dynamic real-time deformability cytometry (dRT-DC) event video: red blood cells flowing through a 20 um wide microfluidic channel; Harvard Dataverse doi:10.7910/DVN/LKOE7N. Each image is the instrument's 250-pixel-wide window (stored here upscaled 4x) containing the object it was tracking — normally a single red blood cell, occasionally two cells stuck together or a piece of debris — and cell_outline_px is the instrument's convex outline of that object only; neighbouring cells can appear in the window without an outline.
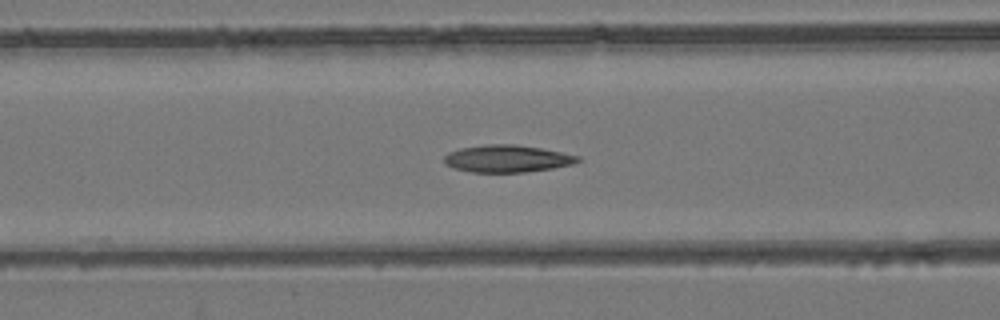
{"species": "common noctule bat (a hibernating species)", "species_latin": "Nyctalus noctula", "temperature_condition": "room temperature", "stored_images_in_passage": 42, "camera_frame_rate_fps": 3000, "um_per_image_px": 0.085, "animal": {"sex": "female", "body_mass_g": 24.6, "forearm_length_mm": 56.2}, "frame": {"image": 1, "passage_image": 11, "time_ms": 3.333, "image_size_px": [1000, 320], "cell_outline_px": [[584, 160], [572, 164], [552, 168], [524, 172], [472, 172], [452, 168], [444, 164], [444, 156], [448, 152], [460, 148], [484, 144], [516, 144], [540, 148], [580, 156]], "centroid_in_image_um": [43.09, 13.48], "position_along_channel_um": 123.5, "area_um2": 21.33}}
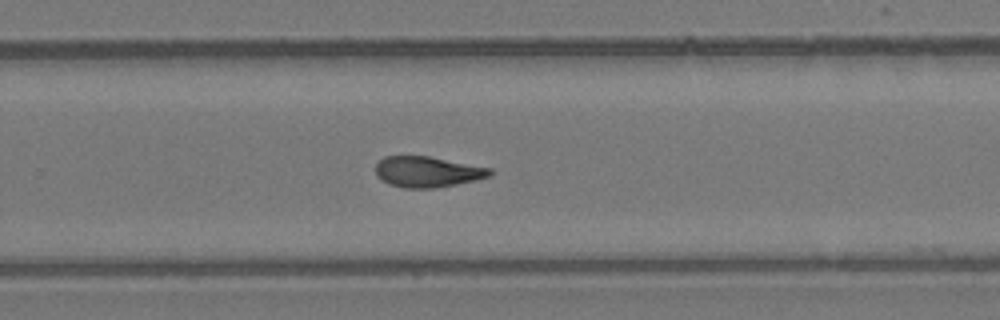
{"frame": {"image": 2, "passage_image": 24, "time_ms": 7.667, "image_size_px": [1000, 320], "cell_outline_px": [[492, 176], [476, 180], [436, 188], [404, 188], [388, 184], [380, 180], [376, 176], [376, 164], [384, 156], [428, 156], [492, 168]], "centroid_in_image_um": [36.32, 14.61], "position_along_channel_um": 293.5, "area_um2": 20.63}}
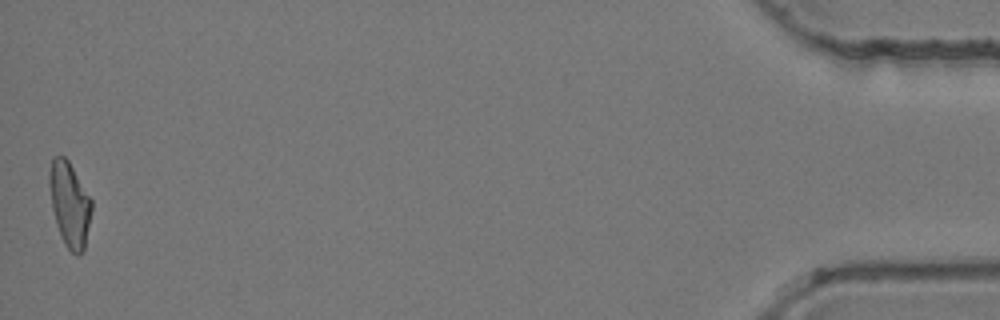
{"frame": {"image": 3, "passage_image": 42, "time_ms": 13.667, "image_size_px": [1000, 320], "cell_outline_px": [[92, 208], [84, 248], [80, 256], [76, 256], [64, 244], [60, 236], [56, 224], [52, 208], [48, 184], [48, 172], [52, 156], [64, 156], [68, 160], [92, 200]], "centroid_in_image_um": [5.89, 17.35], "position_along_channel_um": 429.3, "area_um2": 20.98}, "authors_computed_cell_mechanics": {"area_um2": 20.8369, "velocity_mm_per_s": 3.9325, "shape_relaxation_time_tau1_ms": 6.3966, "shape_relaxation_time_tau2_ms": 3.0718, "deformation_change_tau1": 0.1921, "deformation_change_tau2": 0.112}}